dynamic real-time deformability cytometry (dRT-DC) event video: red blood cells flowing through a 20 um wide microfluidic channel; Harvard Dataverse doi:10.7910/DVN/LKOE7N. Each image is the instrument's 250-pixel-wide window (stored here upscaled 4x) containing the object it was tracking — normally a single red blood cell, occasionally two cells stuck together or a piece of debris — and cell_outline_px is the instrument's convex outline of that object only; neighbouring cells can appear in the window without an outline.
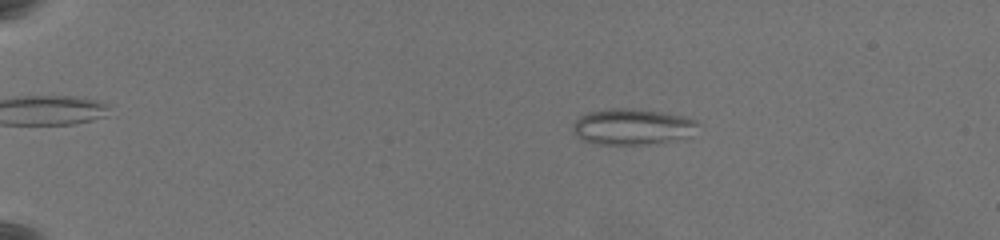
{"species": "common noctule bat (a hibernating species)", "species_latin": "Nyctalus noctula", "temperature_condition": "warm", "stored_images_in_passage": 63, "camera_frame_rate_fps": 3000, "um_per_image_px": 0.085, "animal": {"sex": "female", "body_mass_g": 19.5, "forearm_length_mm": 54.1}, "frame": {"image": 1, "passage_image": 13, "time_ms": 4.0, "image_size_px": [1000, 240], "cell_outline_px": [[700, 124], [692, 136], [688, 140], [644, 144], [596, 144], [580, 140], [572, 132], [572, 124], [580, 116], [588, 112], [612, 108], [636, 108], [684, 116], [696, 120]], "centroid_in_image_um": [53.79, 10.79], "position_along_channel_um": 31.2, "area_um2": 26.93}}
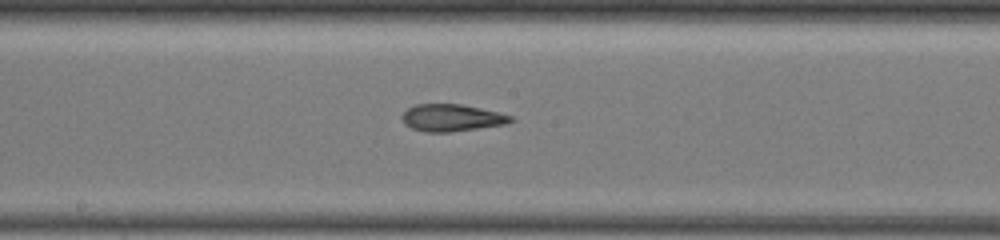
{"frame": {"image": 2, "passage_image": 37, "time_ms": 12.0, "image_size_px": [1000, 240], "cell_outline_px": [[516, 120], [504, 124], [452, 132], [424, 132], [412, 128], [404, 124], [400, 116], [408, 108], [416, 104], [460, 104], [500, 112], [512, 116]], "centroid_in_image_um": [38.38, 10.01], "position_along_channel_um": 209.8, "area_um2": 17.22}}
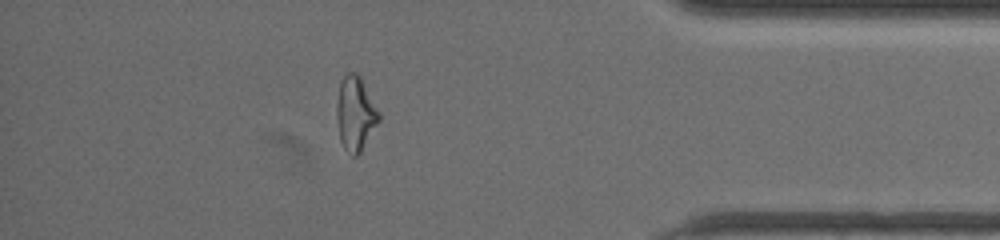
{"frame": {"image": 3, "passage_image": 56, "time_ms": 18.333, "image_size_px": [1000, 240], "cell_outline_px": [[380, 120], [360, 152], [356, 156], [352, 156], [344, 148], [340, 140], [336, 116], [336, 104], [340, 84], [344, 76], [348, 72], [356, 72], [360, 76], [380, 112]], "centroid_in_image_um": [30.21, 9.65], "position_along_channel_um": 405.0, "area_um2": 18.21}, "authors_computed_cell_mechanics": {"area_um2": 18.6116, "velocity_mm_per_s": 3.4923, "shape_relaxation_time_tau1_ms": null, "shape_relaxation_time_tau2_ms": 2.0789, "deformation_change_tau1": null, "deformation_change_tau2": 0.1098}}